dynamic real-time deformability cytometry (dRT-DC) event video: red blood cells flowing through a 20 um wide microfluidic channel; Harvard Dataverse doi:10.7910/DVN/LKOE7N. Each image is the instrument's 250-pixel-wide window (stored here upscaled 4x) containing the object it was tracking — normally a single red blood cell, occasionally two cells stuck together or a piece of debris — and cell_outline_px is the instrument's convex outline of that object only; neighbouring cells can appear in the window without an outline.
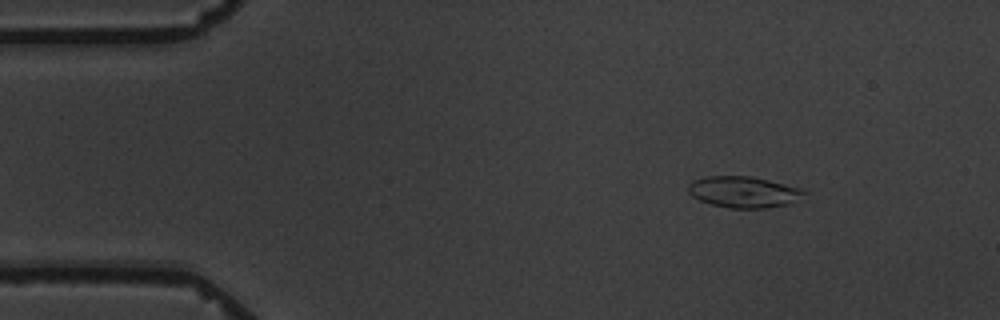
{"species": "common noctule bat (a hibernating species)", "species_latin": "Nyctalus noctula", "temperature_condition": "warm", "stored_images_in_passage": 6, "camera_frame_rate_fps": 3000, "um_per_image_px": 0.085, "animal": {"sex": "male", "body_mass_g": 19.5, "forearm_length_mm": 54.6}, "frame": {"image": 1, "passage_image": 3, "time_ms": 2.333, "image_size_px": [1000, 320], "cell_outline_px": [[808, 192], [788, 204], [764, 208], [728, 208], [712, 204], [700, 200], [692, 196], [688, 192], [688, 184], [692, 180], [704, 176], [752, 176], [800, 188]], "centroid_in_image_um": [63.16, 16.31], "position_along_channel_um": 21.8, "area_um2": 20.98}}
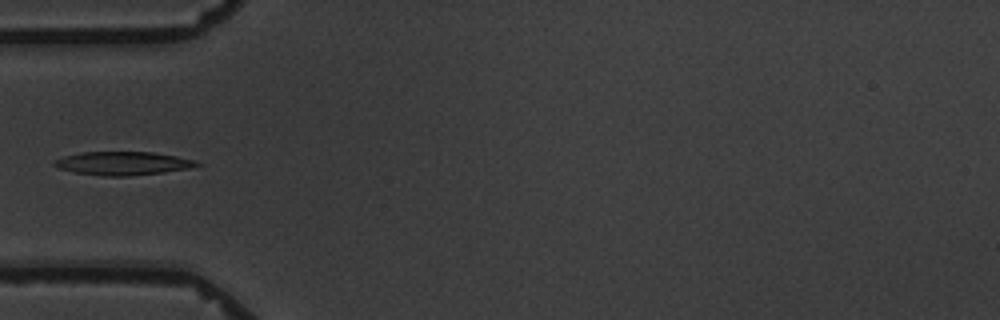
{"frame": {"image": 2, "passage_image": 6, "time_ms": 6.0, "image_size_px": [1000, 320], "cell_outline_px": [[204, 164], [188, 168], [164, 172], [128, 176], [104, 176], [76, 172], [60, 168], [52, 164], [56, 160], [64, 156], [80, 152], [152, 152], [176, 156], [196, 160]], "centroid_in_image_um": [10.48, 13.88], "position_along_channel_um": 74.5, "area_um2": 19.31}}